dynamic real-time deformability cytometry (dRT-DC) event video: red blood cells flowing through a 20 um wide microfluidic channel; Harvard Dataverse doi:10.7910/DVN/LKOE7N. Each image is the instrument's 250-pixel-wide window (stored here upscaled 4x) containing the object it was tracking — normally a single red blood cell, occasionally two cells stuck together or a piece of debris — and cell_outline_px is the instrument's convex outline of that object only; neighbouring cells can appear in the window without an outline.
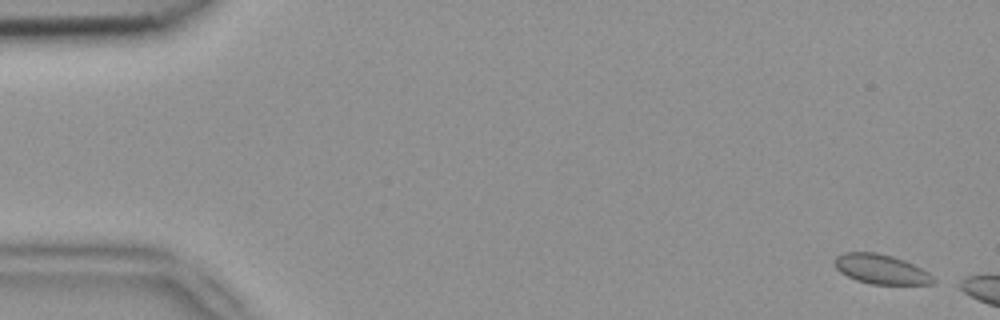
{"species": "common noctule bat (a hibernating species)", "species_latin": "Nyctalus noctula", "temperature_condition": "room temperature", "stored_images_in_passage": 3, "camera_frame_rate_fps": 3000, "um_per_image_px": 0.085, "animal": {"sex": "female", "body_mass_g": 18.4}, "frame": {"image": 1, "passage_image": 1, "time_ms": 0.0, "image_size_px": [1000, 320], "cell_outline_px": [[936, 280], [932, 284], [872, 284], [856, 280], [840, 272], [832, 264], [836, 256], [844, 252], [876, 252], [892, 256], [904, 260], [928, 272]], "centroid_in_image_um": [74.85, 22.87], "position_along_channel_um": 10.2, "area_um2": 16.99}}